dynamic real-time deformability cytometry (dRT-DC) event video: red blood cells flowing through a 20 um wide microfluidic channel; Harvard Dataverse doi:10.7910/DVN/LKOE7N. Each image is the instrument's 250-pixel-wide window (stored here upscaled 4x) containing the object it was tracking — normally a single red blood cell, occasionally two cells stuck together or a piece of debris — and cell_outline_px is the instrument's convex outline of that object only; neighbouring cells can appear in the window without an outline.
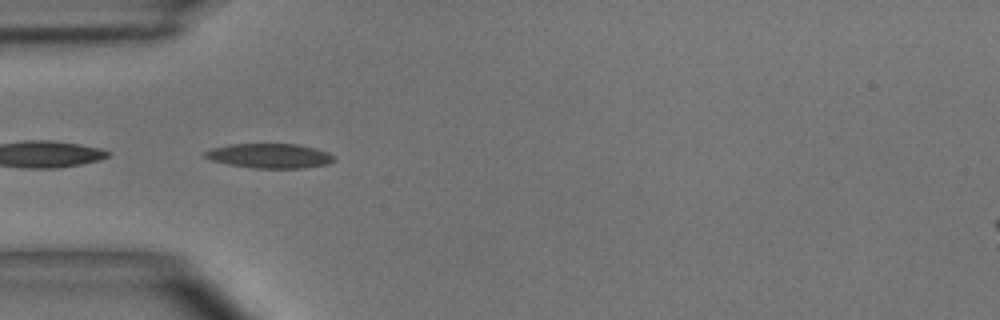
{"species": "common noctule bat (a hibernating species)", "species_latin": "Nyctalus noctula", "temperature_condition": "room temperature", "stored_images_in_passage": 8, "camera_frame_rate_fps": 3000, "um_per_image_px": 0.085, "animal": {"sex": "male", "body_mass_g": 15.6}, "frame": {"image": 1, "passage_image": 1, "time_ms": 0.0, "image_size_px": [1000, 320], "cell_outline_px": [[336, 160], [328, 164], [304, 168], [252, 168], [228, 164], [212, 160], [204, 156], [204, 152], [212, 148], [228, 144], [296, 144], [316, 148], [328, 152], [336, 156]], "centroid_in_image_um": [22.96, 13.24], "position_along_channel_um": 62.0, "area_um2": 18.61}}